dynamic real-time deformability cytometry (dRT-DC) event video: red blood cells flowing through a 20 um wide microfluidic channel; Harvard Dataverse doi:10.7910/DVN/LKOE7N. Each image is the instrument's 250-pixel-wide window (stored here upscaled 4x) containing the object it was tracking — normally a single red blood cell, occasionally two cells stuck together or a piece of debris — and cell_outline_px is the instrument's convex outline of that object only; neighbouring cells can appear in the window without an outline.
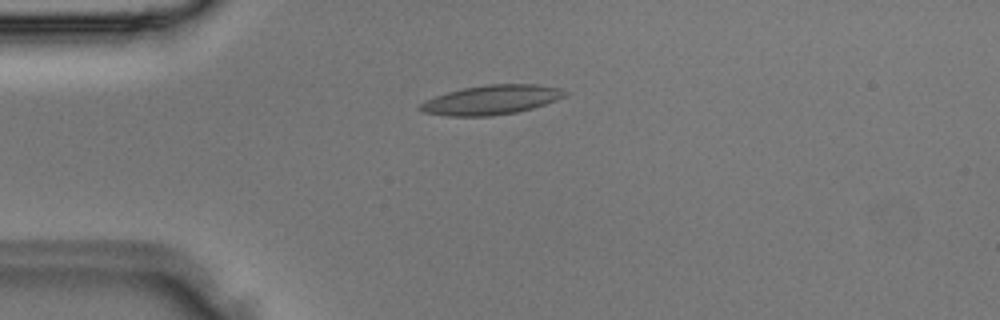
{"species": "Egyptian fruit bat (a non-hibernating species)", "species_latin": "Rousettus aegyptiacus", "temperature_condition": "room temperature", "stored_images_in_passage": 4, "camera_frame_rate_fps": 3000, "um_per_image_px": 0.085, "animal": {"sex": "male"}, "frame": {"image": 1, "passage_image": 3, "time_ms": 0.667, "image_size_px": [1000, 320], "cell_outline_px": [[568, 92], [564, 96], [556, 100], [532, 108], [516, 112], [488, 116], [448, 116], [424, 112], [420, 108], [420, 104], [424, 100], [448, 92], [464, 88], [488, 84], [536, 84], [560, 88]], "centroid_in_image_um": [41.77, 8.48], "position_along_channel_um": 43.2, "area_um2": 24.51}}